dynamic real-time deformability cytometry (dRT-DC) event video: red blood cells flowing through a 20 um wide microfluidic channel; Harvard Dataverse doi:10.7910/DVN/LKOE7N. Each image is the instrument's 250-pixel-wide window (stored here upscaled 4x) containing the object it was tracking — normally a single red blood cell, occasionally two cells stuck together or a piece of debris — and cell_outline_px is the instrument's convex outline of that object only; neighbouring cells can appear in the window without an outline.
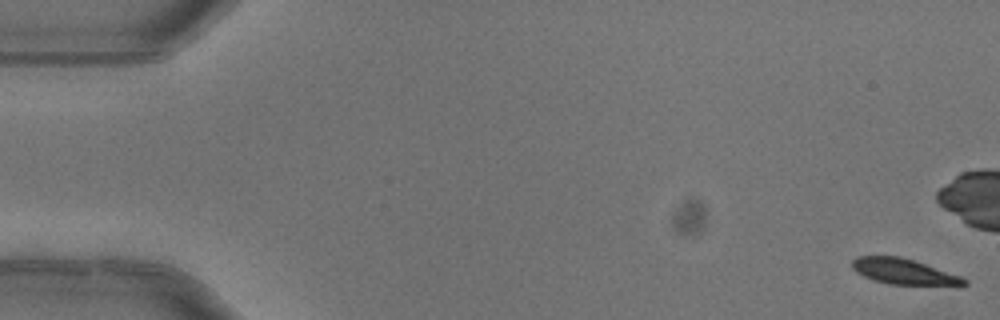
{"species": "common noctule bat (a hibernating species)", "species_latin": "Nyctalus noctula", "temperature_condition": "warm", "stored_images_in_passage": 6, "camera_frame_rate_fps": 3000, "um_per_image_px": 0.085, "animal": {"sex": "female"}, "frame": {"image": 1, "passage_image": 1, "time_ms": 0.0, "image_size_px": [1000, 320], "cell_outline_px": [[968, 284], [964, 288], [956, 288], [888, 284], [872, 280], [856, 272], [852, 268], [852, 260], [856, 256], [900, 256], [916, 260], [960, 276], [968, 280]], "centroid_in_image_um": [76.97, 23.14], "position_along_channel_um": 8.0, "area_um2": 17.8}}